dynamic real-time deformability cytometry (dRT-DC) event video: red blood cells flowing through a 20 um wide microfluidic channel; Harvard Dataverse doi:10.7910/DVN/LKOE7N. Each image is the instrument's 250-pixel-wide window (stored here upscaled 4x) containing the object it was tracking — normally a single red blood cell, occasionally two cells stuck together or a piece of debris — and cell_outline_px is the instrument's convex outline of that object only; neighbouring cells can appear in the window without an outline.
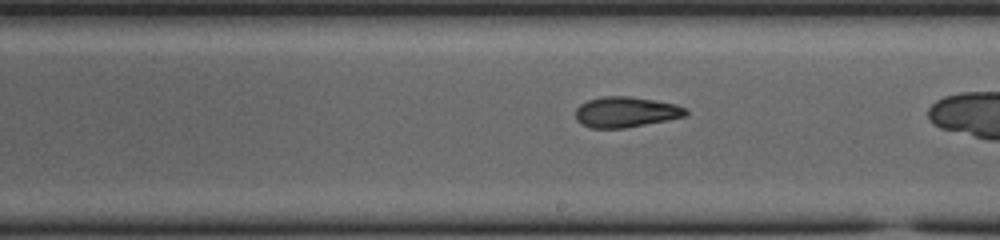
{"species": "common noctule bat (a hibernating species)", "species_latin": "Nyctalus noctula", "temperature_condition": "cold", "stored_images_in_passage": 38, "camera_frame_rate_fps": 3000, "um_per_image_px": 0.085, "animal": {"sex": "female", "body_mass_g": 23.0, "forearm_length_mm": 53.4}, "frame": {"image": 1, "passage_image": 27, "time_ms": 8.667, "image_size_px": [1000, 240], "cell_outline_px": [[688, 116], [668, 120], [624, 128], [592, 128], [580, 124], [576, 120], [576, 108], [580, 104], [588, 100], [604, 96], [628, 96], [676, 104], [688, 108]], "centroid_in_image_um": [53.21, 9.53], "position_along_channel_um": 235.8, "area_um2": 19.71}}